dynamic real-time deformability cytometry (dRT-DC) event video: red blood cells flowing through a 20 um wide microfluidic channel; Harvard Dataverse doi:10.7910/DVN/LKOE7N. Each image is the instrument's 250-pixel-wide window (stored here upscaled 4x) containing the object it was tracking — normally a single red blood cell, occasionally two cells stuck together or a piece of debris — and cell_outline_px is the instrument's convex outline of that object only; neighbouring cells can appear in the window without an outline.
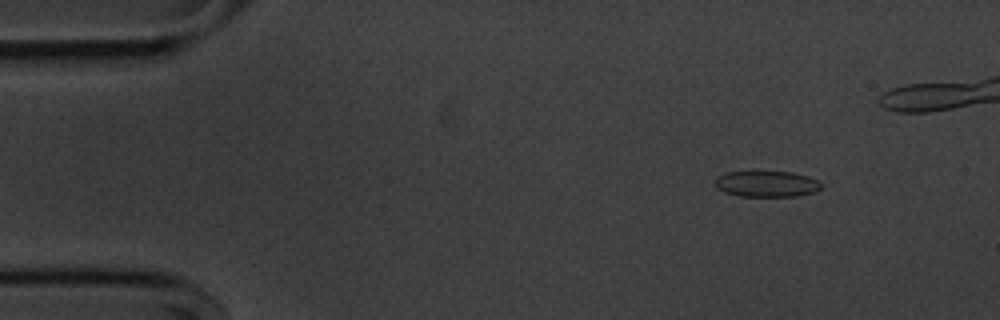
{"species": "common noctule bat (a hibernating species)", "species_latin": "Nyctalus noctula", "temperature_condition": "cold", "stored_images_in_passage": 45, "camera_frame_rate_fps": 3000, "um_per_image_px": 0.085, "animal": {"sex": "male", "body_mass_g": 20.1, "forearm_length_mm": 53.5}, "frame": {"image": 1, "passage_image": 6, "time_ms": 1.667, "image_size_px": [1000, 320], "cell_outline_px": [[824, 184], [816, 192], [796, 196], [740, 196], [724, 192], [716, 188], [716, 176], [724, 172], [792, 172], [808, 176], [820, 180]], "centroid_in_image_um": [65.2, 15.63], "position_along_channel_um": 19.8, "area_um2": 16.24}}
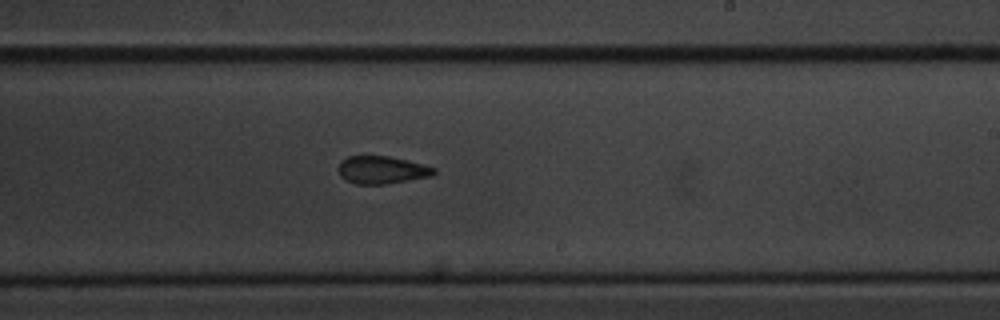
{"frame": {"image": 2, "passage_image": 32, "time_ms": 10.333, "image_size_px": [1000, 320], "cell_outline_px": [[436, 172], [432, 176], [384, 184], [356, 184], [340, 176], [336, 168], [340, 160], [348, 156], [388, 156], [424, 164], [436, 168]], "centroid_in_image_um": [32.43, 14.43], "position_along_channel_um": 256.6, "area_um2": 15.49}}
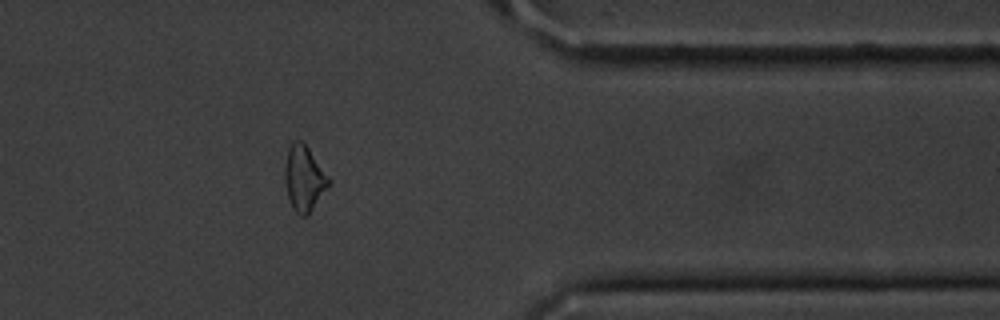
{"frame": {"image": 3, "passage_image": 44, "time_ms": 14.333, "image_size_px": [1000, 320], "cell_outline_px": [[332, 180], [312, 208], [304, 216], [300, 216], [292, 208], [288, 200], [284, 180], [284, 168], [288, 148], [296, 140], [300, 140], [308, 148]], "centroid_in_image_um": [25.82, 15.16], "position_along_channel_um": 385.6, "area_um2": 16.47}}